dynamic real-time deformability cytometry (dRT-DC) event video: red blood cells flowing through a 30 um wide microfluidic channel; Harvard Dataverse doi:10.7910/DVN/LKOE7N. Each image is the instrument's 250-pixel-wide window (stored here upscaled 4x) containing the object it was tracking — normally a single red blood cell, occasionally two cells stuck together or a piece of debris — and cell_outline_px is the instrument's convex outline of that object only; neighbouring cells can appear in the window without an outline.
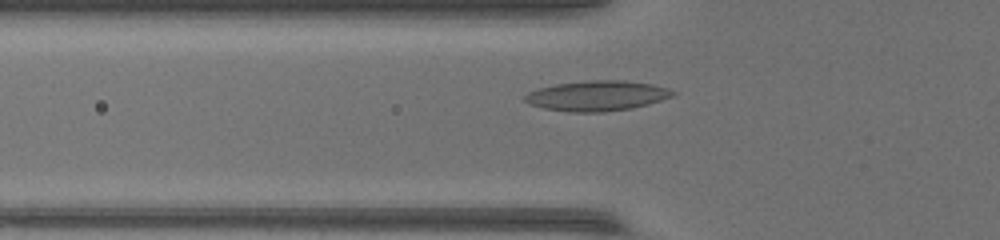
{"species": "common noctule bat (a hibernating species)", "species_latin": "Nyctalus noctula", "temperature_condition": "warm", "stored_images_in_passage": 33, "camera_frame_rate_fps": 3000, "um_per_image_px": 0.085, "animal": {"sex": "female", "body_mass_g": 17.0, "forearm_length_mm": 48.0}, "frame": {"image": 1, "passage_image": 5, "time_ms": 1.333, "image_size_px": [1000, 240], "cell_outline_px": [[676, 92], [672, 96], [648, 104], [632, 108], [604, 112], [568, 112], [544, 108], [532, 104], [524, 100], [524, 96], [528, 92], [540, 88], [556, 84], [588, 80], [624, 80], [652, 84], [668, 88]], "centroid_in_image_um": [50.76, 8.14], "position_along_channel_um": 75.0, "area_um2": 25.89}}
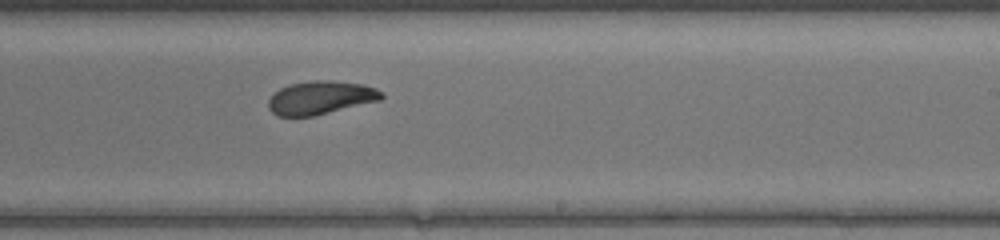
{"frame": {"image": 2, "passage_image": 19, "time_ms": 6.0, "image_size_px": [1000, 240], "cell_outline_px": [[384, 96], [380, 100], [312, 116], [276, 116], [268, 108], [268, 100], [280, 88], [288, 84], [312, 80], [332, 80], [360, 84], [376, 88]], "centroid_in_image_um": [27.21, 8.29], "position_along_channel_um": 261.8, "area_um2": 21.79}}
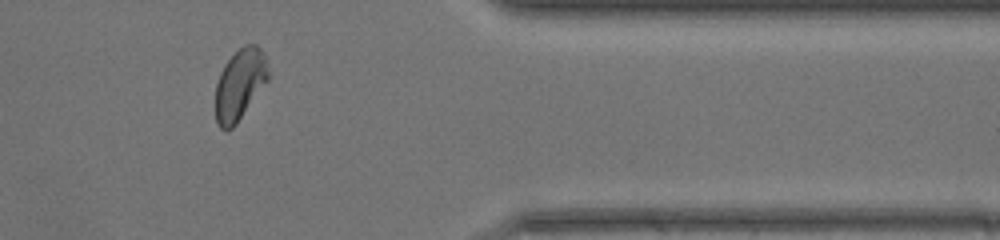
{"frame": {"image": 3, "passage_image": 30, "time_ms": 9.667, "image_size_px": [1000, 240], "cell_outline_px": [[268, 80], [236, 124], [232, 128], [220, 128], [216, 124], [216, 84], [220, 72], [224, 64], [244, 44], [256, 44], [264, 52], [268, 72]], "centroid_in_image_um": [20.38, 7.16], "position_along_channel_um": 391.0, "area_um2": 21.56}}